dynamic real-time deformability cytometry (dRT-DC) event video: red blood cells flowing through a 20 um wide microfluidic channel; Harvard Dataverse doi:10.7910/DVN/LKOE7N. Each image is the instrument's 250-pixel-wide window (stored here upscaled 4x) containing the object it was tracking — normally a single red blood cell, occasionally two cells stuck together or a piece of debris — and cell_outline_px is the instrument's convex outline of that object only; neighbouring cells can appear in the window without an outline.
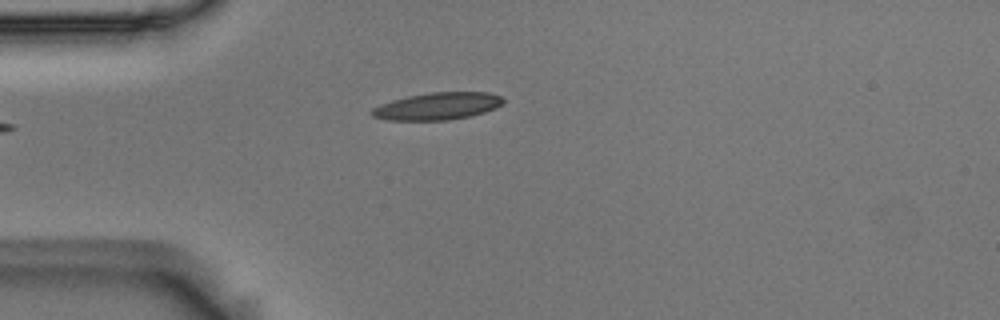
{"species": "Egyptian fruit bat (a non-hibernating species)", "species_latin": "Rousettus aegyptiacus", "temperature_condition": "room temperature", "stored_images_in_passage": 4, "camera_frame_rate_fps": 3000, "um_per_image_px": 0.085, "animal": {"sex": "male"}, "frame": {"image": 1, "passage_image": 4, "time_ms": 1.0, "image_size_px": [1000, 320], "cell_outline_px": [[504, 100], [496, 108], [484, 112], [468, 116], [448, 120], [388, 120], [372, 116], [368, 112], [372, 108], [380, 104], [392, 100], [408, 96], [432, 92], [488, 92], [500, 96]], "centroid_in_image_um": [37.14, 9.02], "position_along_channel_um": 47.9, "area_um2": 20.75}}